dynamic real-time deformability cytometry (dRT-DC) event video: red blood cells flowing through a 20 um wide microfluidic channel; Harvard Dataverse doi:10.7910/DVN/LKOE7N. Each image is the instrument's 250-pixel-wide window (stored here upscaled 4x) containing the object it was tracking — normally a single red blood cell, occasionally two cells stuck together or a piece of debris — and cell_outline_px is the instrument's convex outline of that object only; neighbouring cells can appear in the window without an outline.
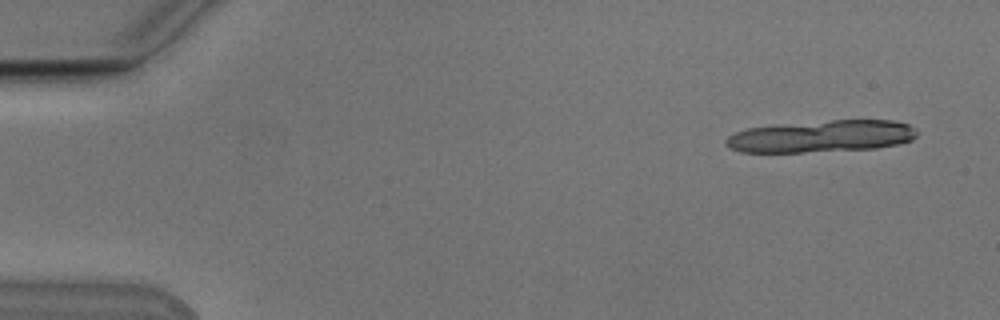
{"species": "Egyptian fruit bat (a non-hibernating species)", "species_latin": "Rousettus aegyptiacus", "temperature_condition": "cold", "stored_images_in_passage": 20, "camera_frame_rate_fps": 3000, "um_per_image_px": 0.085, "animal": {"sex": "male"}, "frame": {"image": 1, "passage_image": 3, "time_ms": 0.667, "image_size_px": [1000, 320], "cell_outline_px": [[916, 136], [912, 140], [896, 144], [876, 148], [800, 152], [740, 152], [724, 144], [724, 140], [728, 136], [736, 132], [748, 128], [832, 120], [892, 120], [908, 124], [916, 128]], "centroid_in_image_um": [69.84, 11.59], "position_along_channel_um": 15.2, "area_um2": 35.2}}
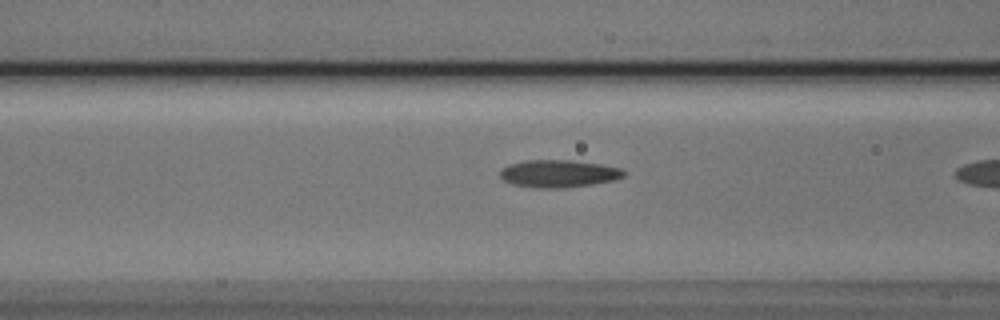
{"frame": {"image": 2, "passage_image": 19, "time_ms": 6.0, "image_size_px": [1000, 320], "cell_outline_px": [[628, 172], [624, 176], [612, 180], [592, 184], [564, 188], [540, 188], [512, 184], [504, 180], [500, 176], [500, 168], [508, 164], [524, 160], [572, 160], [600, 164], [624, 168]], "centroid_in_image_um": [47.49, 14.74], "position_along_channel_um": 119.1, "area_um2": 20.0}}